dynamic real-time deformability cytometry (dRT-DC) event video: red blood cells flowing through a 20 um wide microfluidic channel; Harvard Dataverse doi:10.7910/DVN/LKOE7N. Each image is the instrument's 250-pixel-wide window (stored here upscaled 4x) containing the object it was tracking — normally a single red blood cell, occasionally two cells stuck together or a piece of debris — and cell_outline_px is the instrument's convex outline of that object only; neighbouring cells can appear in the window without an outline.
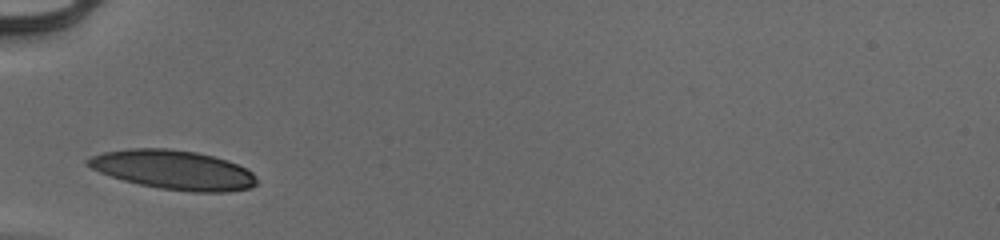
{"species": "human", "species_latin": "Homo sapiens", "temperature_condition": "cold", "stored_images_in_passage": 26, "camera_frame_rate_fps": 3000, "um_per_image_px": 0.085, "donor": {"sex": "male"}, "frame": {"image": 1, "passage_image": 1, "time_ms": 0.0, "image_size_px": [1000, 240], "cell_outline_px": [[256, 184], [252, 188], [224, 192], [192, 192], [160, 188], [140, 184], [124, 180], [100, 172], [84, 164], [84, 160], [92, 156], [104, 152], [128, 148], [168, 148], [196, 152], [228, 160], [252, 172], [256, 176]], "centroid_in_image_um": [14.74, 14.43], "position_along_channel_um": 70.3, "area_um2": 38.49}}
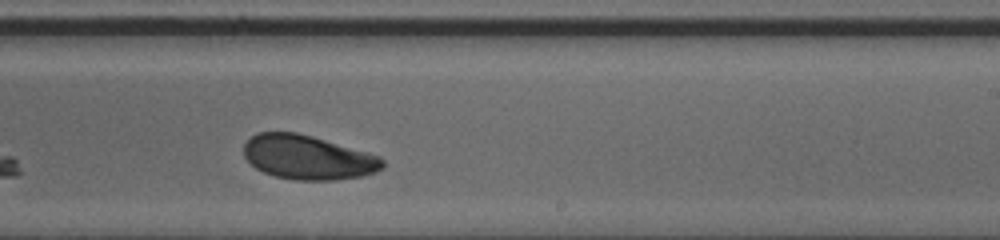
{"frame": {"image": 2, "passage_image": 16, "time_ms": 5.0, "image_size_px": [1000, 240], "cell_outline_px": [[384, 168], [376, 172], [364, 176], [336, 180], [296, 180], [276, 176], [264, 172], [256, 168], [244, 156], [244, 144], [256, 132], [296, 132], [312, 136], [380, 156], [384, 160]], "centroid_in_image_um": [26.19, 13.38], "position_along_channel_um": 262.8, "area_um2": 35.72}}
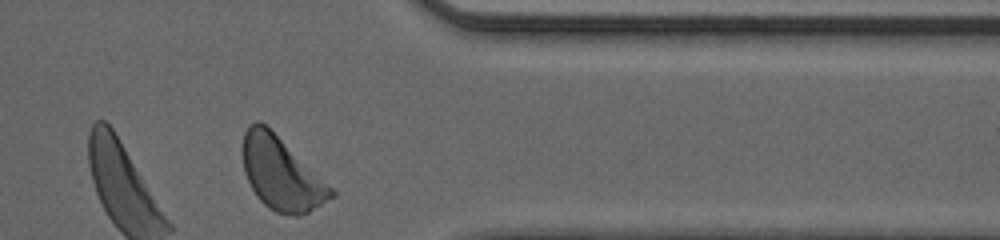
{"frame": {"image": 3, "passage_image": 26, "time_ms": 8.333, "image_size_px": [1000, 240], "cell_outline_px": [[336, 196], [308, 212], [296, 216], [276, 212], [268, 208], [256, 196], [244, 172], [244, 132], [256, 120], [264, 124], [332, 188], [336, 192]], "centroid_in_image_um": [23.91, 14.82], "position_along_channel_um": 387.5, "area_um2": 36.24}, "authors_computed_cell_mechanics": {"area_um2": 36.5007, "velocity_mm_per_s": 3.9205, "shape_relaxation_time_tau1_ms": 2.1001, "shape_relaxation_time_tau2_ms": 6.3824, "deformation_change_tau1": 0.1191, "deformation_change_tau2": 0.1201}}